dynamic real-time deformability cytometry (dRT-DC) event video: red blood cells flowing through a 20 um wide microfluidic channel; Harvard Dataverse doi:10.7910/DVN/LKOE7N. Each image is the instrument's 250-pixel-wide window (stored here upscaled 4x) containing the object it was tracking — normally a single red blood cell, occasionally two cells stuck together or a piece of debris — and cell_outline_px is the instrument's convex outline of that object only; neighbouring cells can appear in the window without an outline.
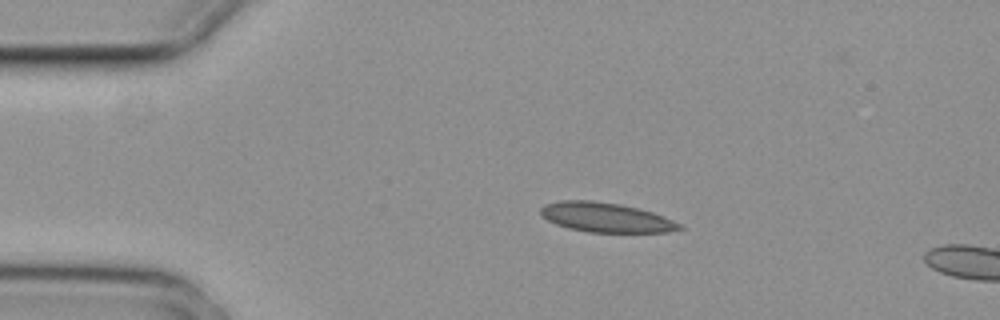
{"species": "common noctule bat (a hibernating species)", "species_latin": "Nyctalus noctula", "temperature_condition": "cold", "stored_images_in_passage": 3, "camera_frame_rate_fps": 3000, "um_per_image_px": 0.085, "animal": {"sex": "female", "body_mass_g": 29.2, "forearm_length_mm": 56.3}, "frame": {"image": 1, "passage_image": 2, "time_ms": 0.333, "image_size_px": [1000, 320], "cell_outline_px": [[684, 228], [668, 232], [588, 232], [568, 228], [556, 224], [540, 216], [540, 208], [544, 204], [560, 200], [592, 200], [620, 204], [640, 208], [664, 216], [684, 224]], "centroid_in_image_um": [51.51, 18.47], "position_along_channel_um": 33.5, "area_um2": 24.22}}